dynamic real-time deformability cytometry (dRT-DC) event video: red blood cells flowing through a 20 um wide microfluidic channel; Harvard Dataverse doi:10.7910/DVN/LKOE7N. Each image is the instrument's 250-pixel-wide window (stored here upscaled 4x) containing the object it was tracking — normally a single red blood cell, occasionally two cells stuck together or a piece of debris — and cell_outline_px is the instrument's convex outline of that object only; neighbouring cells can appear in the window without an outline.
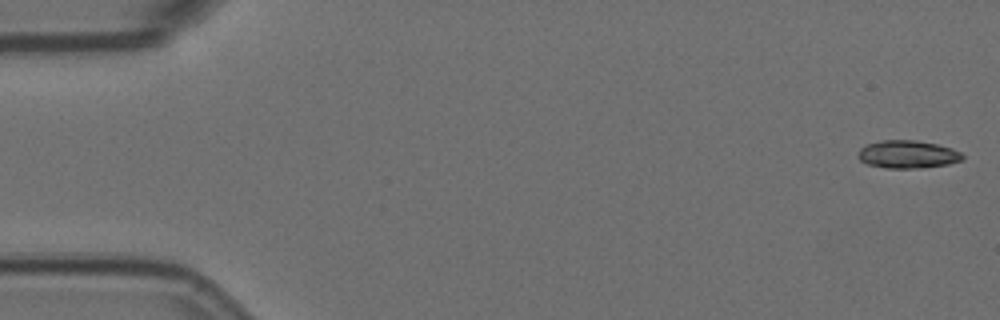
{"species": "Egyptian fruit bat (a non-hibernating species)", "species_latin": "Rousettus aegyptiacus", "temperature_condition": "room temperature", "stored_images_in_passage": 56, "camera_frame_rate_fps": 3000, "um_per_image_px": 0.085, "animal": {"sex": "female"}, "frame": {"image": 1, "passage_image": 1, "time_ms": 0.0, "image_size_px": [1000, 320], "cell_outline_px": [[964, 156], [960, 160], [948, 164], [920, 168], [884, 168], [868, 164], [860, 160], [856, 156], [860, 148], [864, 144], [880, 140], [916, 140], [936, 144], [952, 148], [960, 152]], "centroid_in_image_um": [77.09, 13.11], "position_along_channel_um": 7.9, "area_um2": 17.05}}
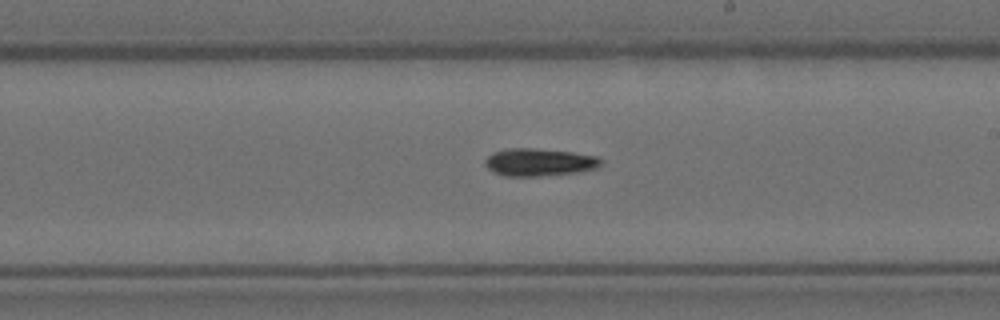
{"frame": {"image": 2, "passage_image": 32, "time_ms": 10.333, "image_size_px": [1000, 320], "cell_outline_px": [[604, 164], [596, 168], [576, 172], [540, 176], [504, 176], [488, 168], [484, 164], [484, 160], [492, 152], [508, 148], [532, 148], [572, 152], [596, 156], [604, 160]], "centroid_in_image_um": [45.84, 13.78], "position_along_channel_um": 243.2, "area_um2": 18.67}}
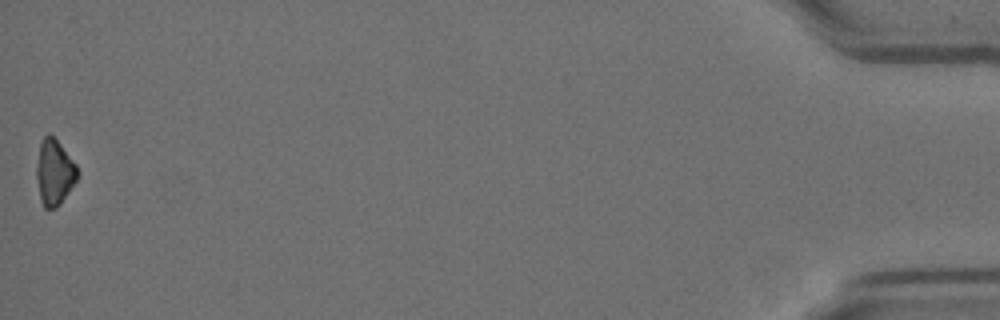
{"frame": {"image": 3, "passage_image": 56, "time_ms": 18.333, "image_size_px": [1000, 320], "cell_outline_px": [[76, 180], [60, 204], [56, 208], [44, 208], [40, 200], [36, 176], [36, 168], [40, 140], [48, 132], [60, 144], [76, 164]], "centroid_in_image_um": [4.58, 14.64], "position_along_channel_um": 430.6, "area_um2": 15.43}, "authors_computed_cell_mechanics": {"area_um2": 17.3978, "velocity_mm_per_s": 3.584, "shape_relaxation_time_tau1_ms": 8.803, "shape_relaxation_time_tau2_ms": null, "deformation_change_tau1": 0.1853, "deformation_change_tau2": null}}